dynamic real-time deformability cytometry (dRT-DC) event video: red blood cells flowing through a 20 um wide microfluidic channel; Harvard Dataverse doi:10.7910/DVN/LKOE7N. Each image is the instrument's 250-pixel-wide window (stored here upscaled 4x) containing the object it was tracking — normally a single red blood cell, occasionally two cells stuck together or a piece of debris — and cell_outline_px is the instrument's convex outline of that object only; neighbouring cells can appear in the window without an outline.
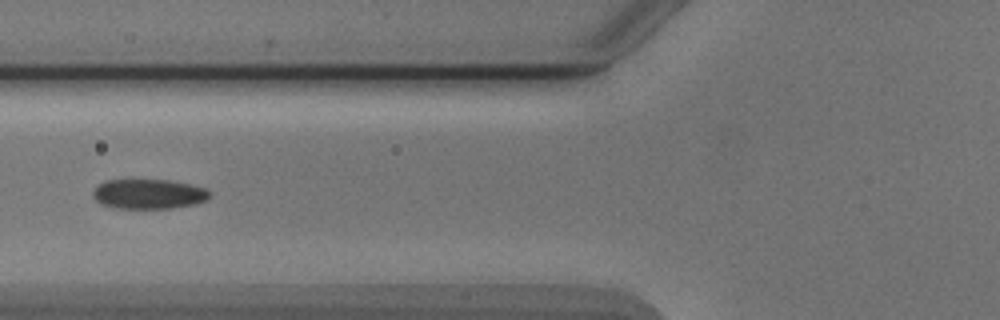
{"species": "Egyptian fruit bat (a non-hibernating species)", "species_latin": "Rousettus aegyptiacus", "temperature_condition": "cold", "stored_images_in_passage": 6, "camera_frame_rate_fps": 3000, "um_per_image_px": 0.085, "animal": {"sex": "male"}, "frame": {"image": 1, "passage_image": 6, "time_ms": 6.667, "image_size_px": [1000, 320], "cell_outline_px": [[212, 196], [208, 200], [196, 204], [172, 208], [112, 208], [100, 204], [92, 196], [92, 192], [104, 180], [168, 180], [208, 188], [212, 192]], "centroid_in_image_um": [12.68, 16.5], "position_along_channel_um": 113.1, "area_um2": 20.52}}